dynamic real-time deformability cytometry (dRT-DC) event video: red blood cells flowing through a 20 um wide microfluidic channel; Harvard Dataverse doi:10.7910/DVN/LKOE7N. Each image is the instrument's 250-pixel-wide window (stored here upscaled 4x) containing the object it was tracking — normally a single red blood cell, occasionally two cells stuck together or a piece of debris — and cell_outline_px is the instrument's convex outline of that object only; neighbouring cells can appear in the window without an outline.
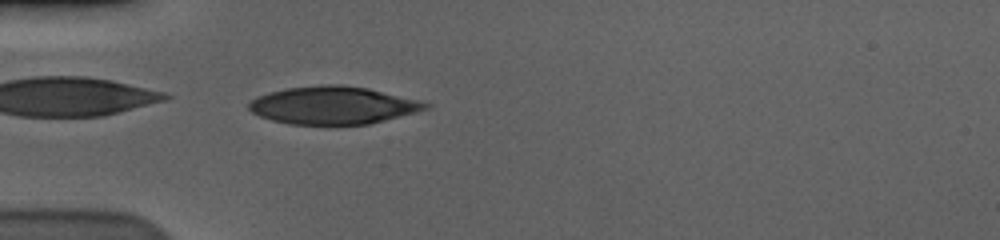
{"species": "human", "species_latin": "Homo sapiens", "temperature_condition": "cold", "stored_images_in_passage": 41, "camera_frame_rate_fps": 3000, "um_per_image_px": 0.085, "donor": {"sex": "male"}, "frame": {"image": 1, "passage_image": 1, "time_ms": 0.0, "image_size_px": [1000, 240], "cell_outline_px": [[432, 104], [428, 108], [416, 112], [368, 124], [336, 128], [288, 124], [272, 120], [260, 116], [252, 112], [248, 108], [248, 100], [256, 96], [268, 92], [288, 88], [324, 84], [340, 84], [368, 88], [420, 100]], "centroid_in_image_um": [28.28, 8.99], "position_along_channel_um": 56.7, "area_um2": 40.0}}
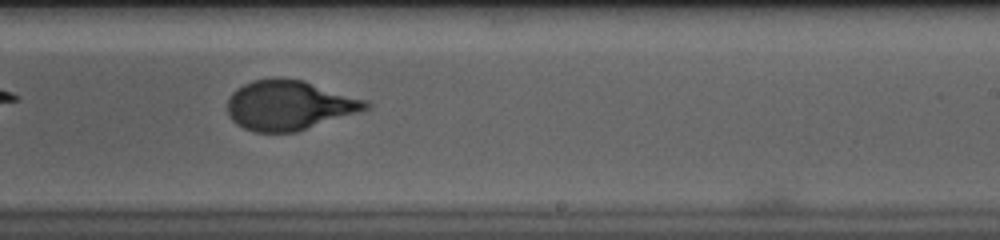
{"frame": {"image": 2, "passage_image": 19, "time_ms": 6.0, "image_size_px": [1000, 240], "cell_outline_px": [[372, 104], [368, 108], [296, 132], [256, 132], [244, 128], [236, 124], [228, 116], [228, 100], [232, 92], [236, 88], [252, 80], [276, 76], [280, 76], [304, 80], [368, 100]], "centroid_in_image_um": [24.55, 8.91], "position_along_channel_um": 264.4, "area_um2": 40.23}}
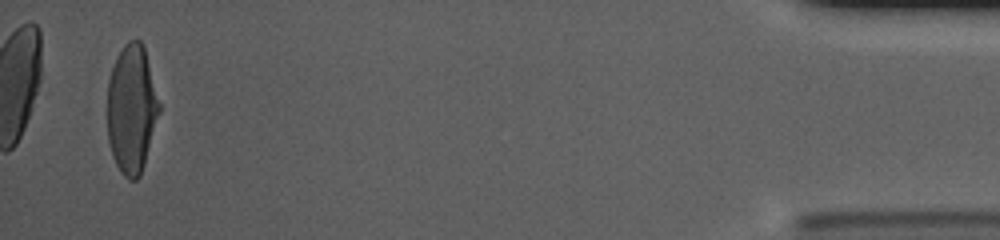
{"frame": {"image": 3, "passage_image": 39, "time_ms": 12.667, "image_size_px": [1000, 240], "cell_outline_px": [[160, 112], [144, 164], [140, 176], [136, 180], [128, 180], [120, 172], [112, 156], [108, 140], [108, 80], [116, 56], [124, 44], [128, 40], [140, 40], [144, 48], [160, 104]], "centroid_in_image_um": [11.18, 9.28], "position_along_channel_um": 424.0, "area_um2": 38.78}, "authors_computed_cell_mechanics": {"area_um2": 40.171, "velocity_mm_per_s": 3.5888, "shape_relaxation_time_tau1_ms": 3.5143, "shape_relaxation_time_tau2_ms": null, "deformation_change_tau1": 0.1969, "deformation_change_tau2": null}}